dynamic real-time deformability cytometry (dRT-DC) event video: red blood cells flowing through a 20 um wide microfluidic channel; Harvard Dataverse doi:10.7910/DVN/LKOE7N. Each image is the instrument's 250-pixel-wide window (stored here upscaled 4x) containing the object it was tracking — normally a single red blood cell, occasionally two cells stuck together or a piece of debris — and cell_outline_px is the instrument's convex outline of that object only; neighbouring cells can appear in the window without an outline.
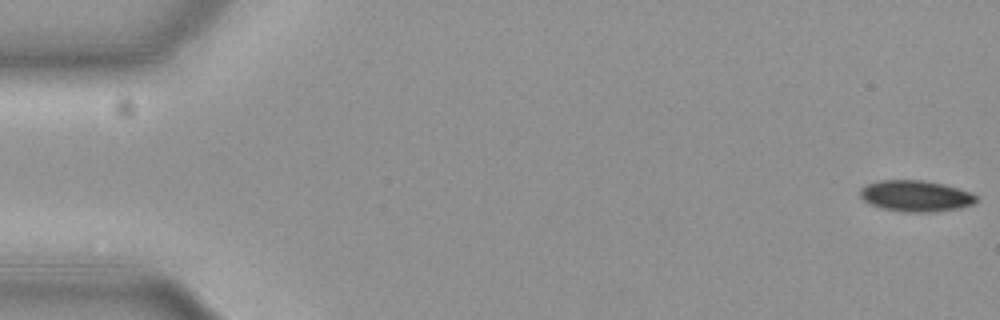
{"species": "common noctule bat (a hibernating species)", "species_latin": "Nyctalus noctula", "temperature_condition": "cold", "stored_images_in_passage": 54, "camera_frame_rate_fps": 3000, "um_per_image_px": 0.085, "animal": {"sex": "female", "body_mass_g": 19.3, "forearm_length_mm": 54.1}, "frame": {"image": 1, "passage_image": 1, "time_ms": 0.0, "image_size_px": [1000, 320], "cell_outline_px": [[976, 200], [972, 204], [960, 208], [936, 212], [900, 212], [880, 208], [868, 204], [860, 196], [860, 188], [868, 184], [880, 180], [924, 180], [944, 184], [968, 192], [976, 196]], "centroid_in_image_um": [77.78, 16.67], "position_along_channel_um": 7.2, "area_um2": 21.15}}
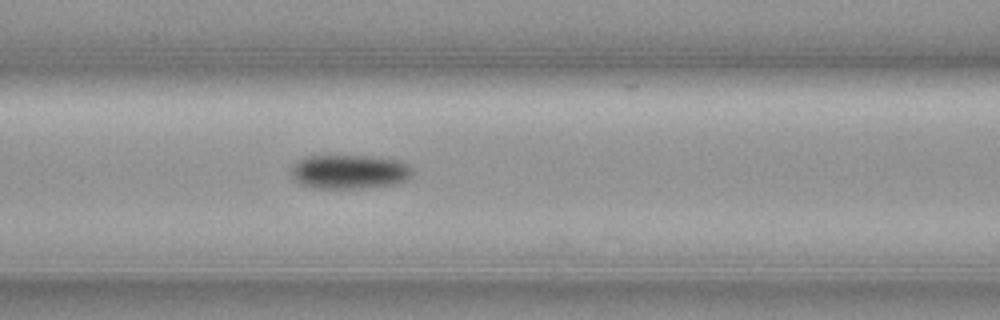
{"frame": {"image": 2, "passage_image": 24, "time_ms": 7.667, "image_size_px": [1000, 320], "cell_outline_px": [[412, 176], [396, 184], [364, 188], [312, 188], [300, 184], [292, 180], [288, 172], [292, 164], [296, 160], [308, 156], [368, 156], [396, 160], [408, 164], [412, 168]], "centroid_in_image_um": [29.61, 14.61], "position_along_channel_um": 137.0, "area_um2": 24.51}}
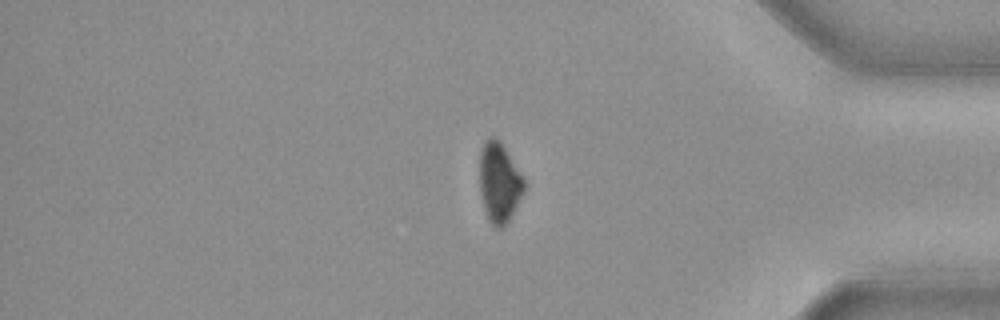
{"frame": {"image": 3, "passage_image": 47, "time_ms": 15.333, "image_size_px": [1000, 320], "cell_outline_px": [[524, 192], [508, 220], [500, 228], [496, 228], [492, 224], [484, 208], [480, 188], [480, 152], [484, 140], [492, 136], [496, 136], [500, 140], [524, 180]], "centroid_in_image_um": [42.42, 15.46], "position_along_channel_um": 392.8, "area_um2": 20.23}, "authors_computed_cell_mechanics": {"area_um2": 22.9177, "velocity_mm_per_s": 3.7019, "shape_relaxation_time_tau1_ms": 3.9623, "shape_relaxation_time_tau2_ms": null, "deformation_change_tau1": 0.0779, "deformation_change_tau2": null}}